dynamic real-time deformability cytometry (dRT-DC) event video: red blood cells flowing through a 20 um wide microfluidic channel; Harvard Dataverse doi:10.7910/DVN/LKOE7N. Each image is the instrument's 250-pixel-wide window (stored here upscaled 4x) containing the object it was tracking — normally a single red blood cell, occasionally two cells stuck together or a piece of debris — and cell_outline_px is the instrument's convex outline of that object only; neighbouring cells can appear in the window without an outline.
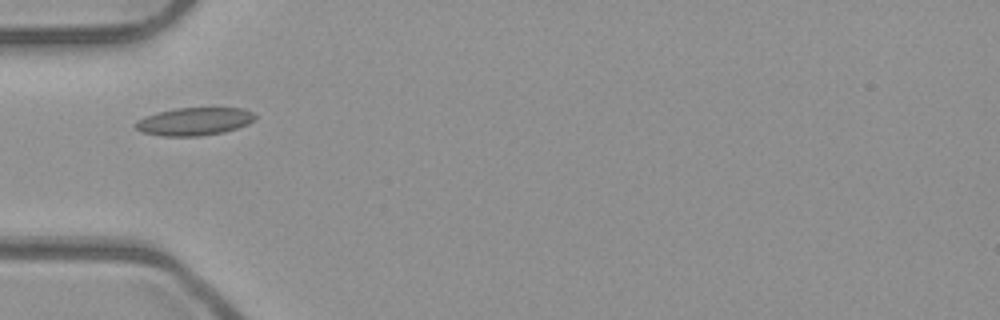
{"species": "common noctule bat (a hibernating species)", "species_latin": "Nyctalus noctula", "temperature_condition": "room temperature", "stored_images_in_passage": 22, "camera_frame_rate_fps": 3000, "um_per_image_px": 0.085, "animal": {"sex": "male", "body_mass_g": 23.1, "forearm_length_mm": 52.7}, "frame": {"image": 1, "passage_image": 1, "time_ms": 0.0, "image_size_px": [1000, 320], "cell_outline_px": [[256, 116], [248, 124], [224, 132], [200, 136], [164, 136], [144, 132], [136, 128], [136, 120], [144, 116], [156, 112], [176, 108], [244, 108], [252, 112]], "centroid_in_image_um": [16.51, 10.31], "position_along_channel_um": 68.5, "area_um2": 19.31}}
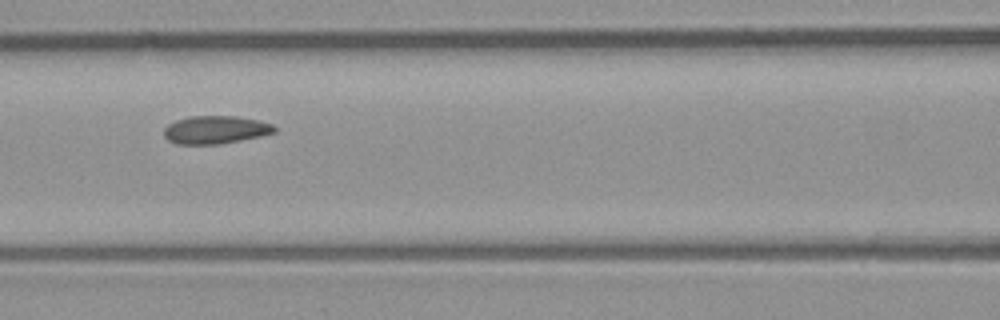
{"frame": {"image": 2, "passage_image": 7, "time_ms": 2.0, "image_size_px": [1000, 320], "cell_outline_px": [[276, 132], [260, 136], [220, 144], [176, 144], [168, 140], [164, 136], [164, 128], [168, 124], [176, 120], [188, 116], [236, 116], [260, 120], [272, 124], [276, 128]], "centroid_in_image_um": [18.31, 11.02], "position_along_channel_um": 148.3, "area_um2": 18.09}}
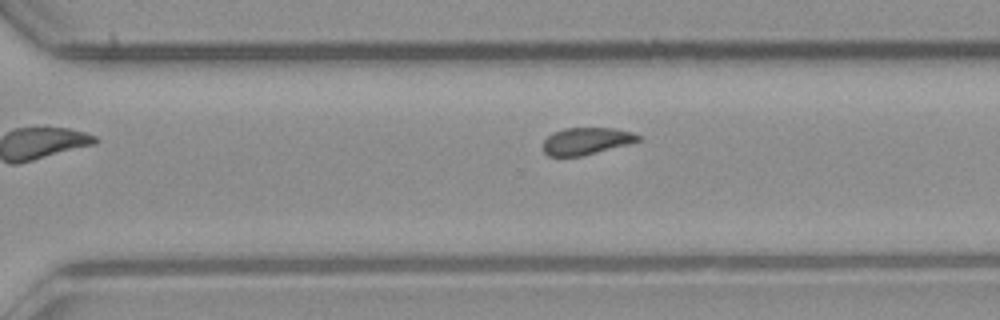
{"frame": {"image": 3, "passage_image": 17, "time_ms": 5.333, "image_size_px": [1000, 320], "cell_outline_px": [[640, 140], [628, 144], [580, 156], [548, 156], [544, 152], [544, 140], [552, 132], [564, 128], [616, 128], [632, 132], [640, 136]], "centroid_in_image_um": [49.82, 11.97], "position_along_channel_um": 320.8, "area_um2": 14.85}}